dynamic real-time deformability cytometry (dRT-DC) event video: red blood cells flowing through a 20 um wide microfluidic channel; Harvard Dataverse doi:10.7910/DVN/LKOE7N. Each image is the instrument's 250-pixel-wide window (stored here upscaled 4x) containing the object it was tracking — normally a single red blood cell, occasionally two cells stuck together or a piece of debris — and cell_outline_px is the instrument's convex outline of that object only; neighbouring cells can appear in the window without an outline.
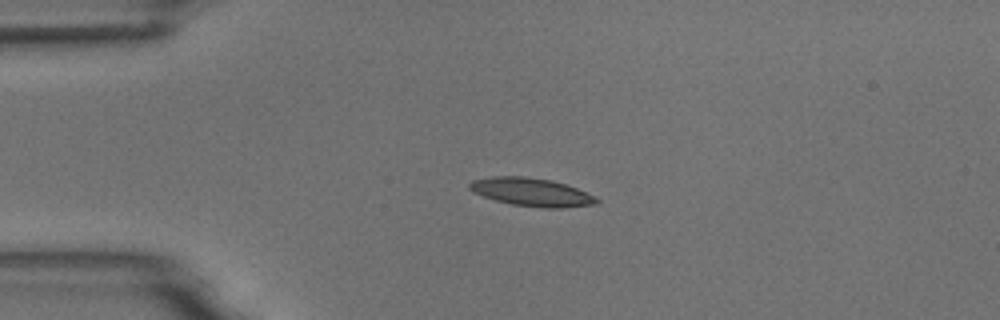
{"species": "common noctule bat (a hibernating species)", "species_latin": "Nyctalus noctula", "temperature_condition": "room temperature", "stored_images_in_passage": 3, "camera_frame_rate_fps": 3000, "um_per_image_px": 0.085, "animal": {"sex": "male", "body_mass_g": 18.8}, "frame": {"image": 1, "passage_image": 1, "time_ms": 0.0, "image_size_px": [1000, 320], "cell_outline_px": [[600, 200], [596, 204], [560, 208], [544, 208], [512, 204], [496, 200], [472, 192], [468, 188], [468, 184], [472, 180], [492, 176], [524, 176], [552, 180], [576, 188], [596, 196]], "centroid_in_image_um": [45.17, 16.32], "position_along_channel_um": 39.8, "area_um2": 20.87}}